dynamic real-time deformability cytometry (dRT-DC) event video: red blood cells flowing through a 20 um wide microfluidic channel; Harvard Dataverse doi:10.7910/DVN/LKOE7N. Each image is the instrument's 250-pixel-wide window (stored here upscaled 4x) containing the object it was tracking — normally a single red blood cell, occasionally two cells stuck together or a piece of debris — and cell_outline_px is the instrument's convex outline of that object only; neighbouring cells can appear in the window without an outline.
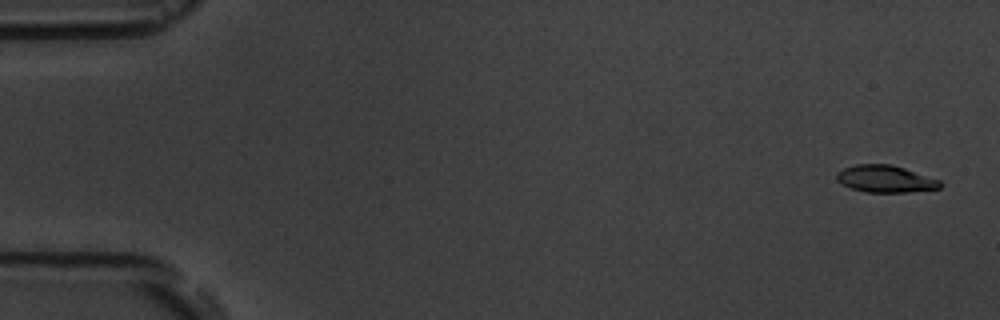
{"species": "common noctule bat (a hibernating species)", "species_latin": "Nyctalus noctula", "temperature_condition": "room temperature", "stored_images_in_passage": 7, "camera_frame_rate_fps": 3000, "um_per_image_px": 0.085, "animal": {"sex": "male", "body_mass_g": 19.5, "forearm_length_mm": 54.6}, "frame": {"image": 1, "passage_image": 1, "time_ms": 0.0, "image_size_px": [1000, 320], "cell_outline_px": [[944, 184], [940, 188], [908, 192], [864, 192], [852, 188], [836, 180], [836, 172], [844, 168], [856, 164], [892, 164], [940, 180]], "centroid_in_image_um": [75.26, 15.2], "position_along_channel_um": 9.7, "area_um2": 16.3}}
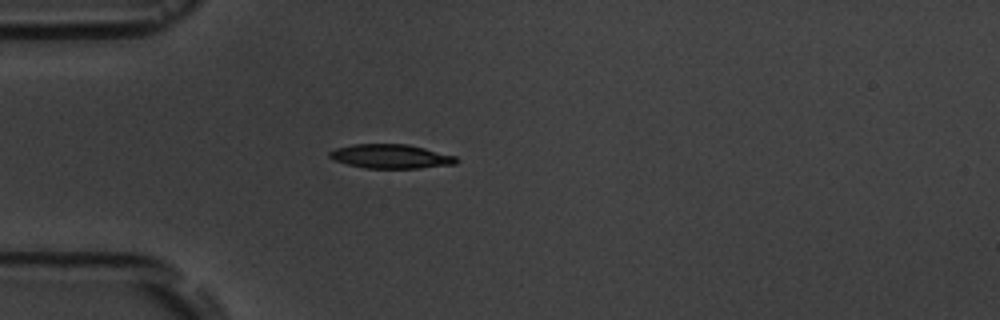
{"frame": {"image": 2, "passage_image": 5, "time_ms": 4.667, "image_size_px": [1000, 320], "cell_outline_px": [[460, 160], [456, 164], [416, 168], [364, 168], [348, 164], [336, 160], [328, 156], [328, 152], [336, 148], [352, 144], [408, 144], [456, 156]], "centroid_in_image_um": [33.23, 13.29], "position_along_channel_um": 51.8, "area_um2": 17.74}}
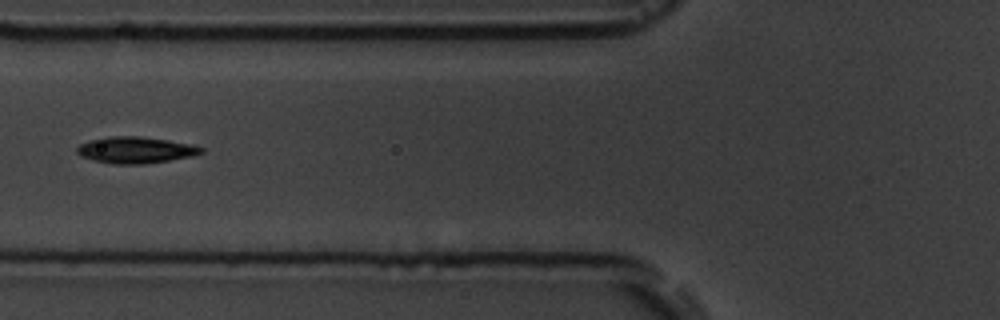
{"frame": {"image": 3, "passage_image": 7, "time_ms": 6.667, "image_size_px": [1000, 320], "cell_outline_px": [[204, 152], [192, 156], [144, 164], [112, 164], [92, 160], [80, 156], [76, 152], [76, 148], [80, 144], [88, 140], [108, 136], [140, 136], [168, 140], [192, 144], [204, 148]], "centroid_in_image_um": [11.49, 12.74], "position_along_channel_um": 114.3, "area_um2": 19.31}}